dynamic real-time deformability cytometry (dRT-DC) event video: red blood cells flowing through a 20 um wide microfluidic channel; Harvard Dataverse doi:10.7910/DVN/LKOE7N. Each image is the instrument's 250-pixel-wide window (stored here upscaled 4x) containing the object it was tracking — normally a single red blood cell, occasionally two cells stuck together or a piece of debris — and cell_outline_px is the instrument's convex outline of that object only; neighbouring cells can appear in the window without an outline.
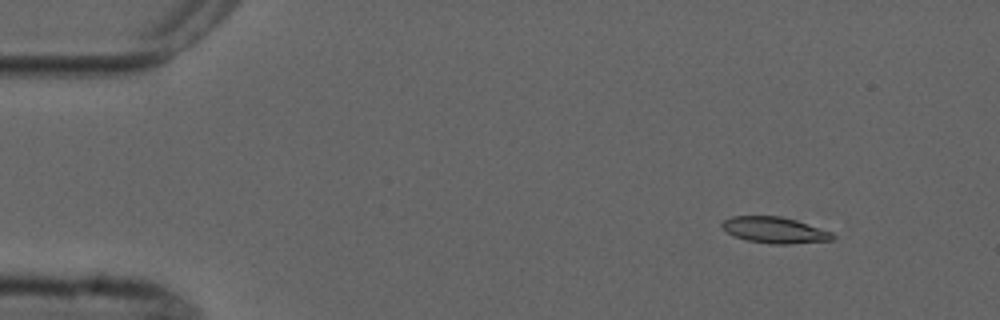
{"species": "common noctule bat (a hibernating species)", "species_latin": "Nyctalus noctula", "temperature_condition": "cold", "stored_images_in_passage": 4, "camera_frame_rate_fps": 3000, "um_per_image_px": 0.085, "animal": {"sex": "male", "forearm_length_mm": 52.5}, "frame": {"image": 1, "passage_image": 2, "time_ms": 1.333, "image_size_px": [1000, 320], "cell_outline_px": [[836, 236], [832, 240], [788, 244], [772, 244], [748, 240], [736, 236], [728, 232], [720, 224], [724, 220], [732, 216], [780, 216], [796, 220], [832, 232]], "centroid_in_image_um": [65.87, 19.55], "position_along_channel_um": 19.1, "area_um2": 16.65}}
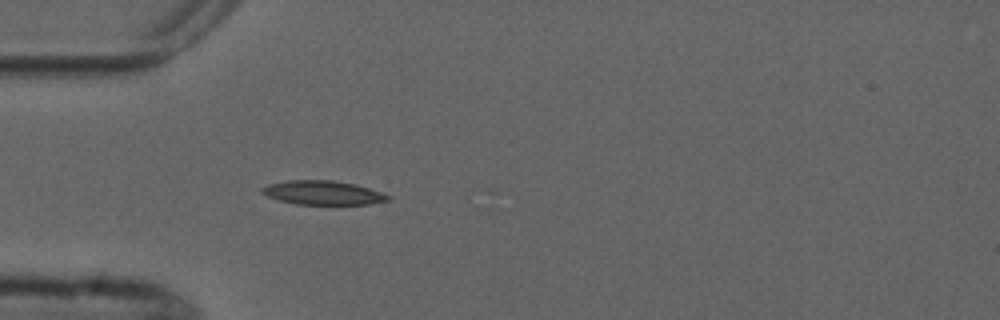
{"frame": {"image": 2, "passage_image": 4, "time_ms": 4.667, "image_size_px": [1000, 320], "cell_outline_px": [[392, 200], [368, 204], [296, 204], [280, 200], [268, 196], [260, 192], [260, 188], [268, 184], [288, 180], [332, 180], [356, 184], [392, 196]], "centroid_in_image_um": [27.46, 16.38], "position_along_channel_um": 57.5, "area_um2": 17.63}}